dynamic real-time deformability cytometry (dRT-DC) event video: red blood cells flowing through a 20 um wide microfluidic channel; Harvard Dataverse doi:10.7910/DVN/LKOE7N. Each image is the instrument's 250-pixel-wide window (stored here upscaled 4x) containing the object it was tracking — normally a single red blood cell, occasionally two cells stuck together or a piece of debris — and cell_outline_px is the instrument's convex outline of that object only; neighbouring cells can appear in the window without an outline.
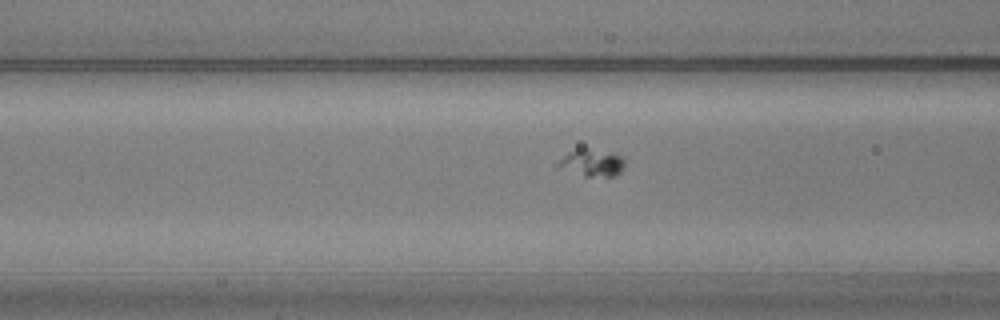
{"species": "common noctule bat (a hibernating species)", "species_latin": "Nyctalus noctula", "temperature_condition": "warm", "stored_images_in_passage": 58, "camera_frame_rate_fps": 3000, "um_per_image_px": 0.085, "animal": {"sex": "male", "body_mass_g": 20.5, "forearm_length_mm": 52.5}, "frame": {"image": 1, "passage_image": 23, "time_ms": 7.333, "image_size_px": [1000, 320], "cell_outline_px": [[624, 168], [616, 176], [584, 176], [556, 164], [568, 152], [576, 148], [584, 148], [620, 156], [624, 160]], "centroid_in_image_um": [50.34, 13.84], "position_along_channel_um": 116.3, "area_um2": 10.0}}
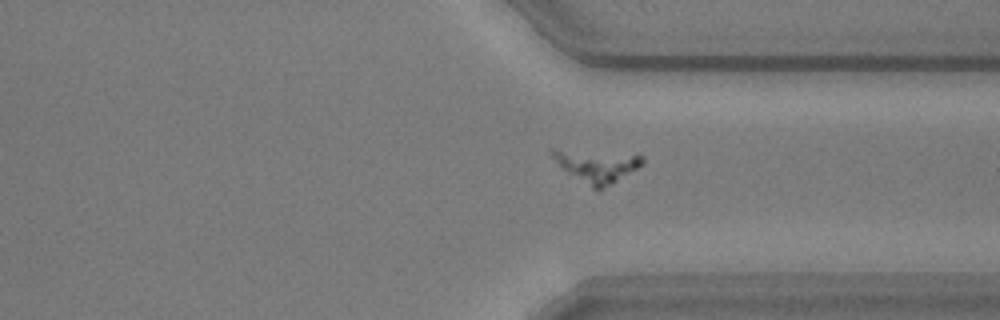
{"frame": {"image": 2, "passage_image": 44, "time_ms": 14.333, "image_size_px": [1000, 320], "cell_outline_px": [[644, 160], [636, 168], [604, 188], [592, 188], [568, 172], [548, 152], [548, 148], [552, 148], [644, 156]], "centroid_in_image_um": [50.66, 14.07], "position_along_channel_um": 360.7, "area_um2": 16.24}}
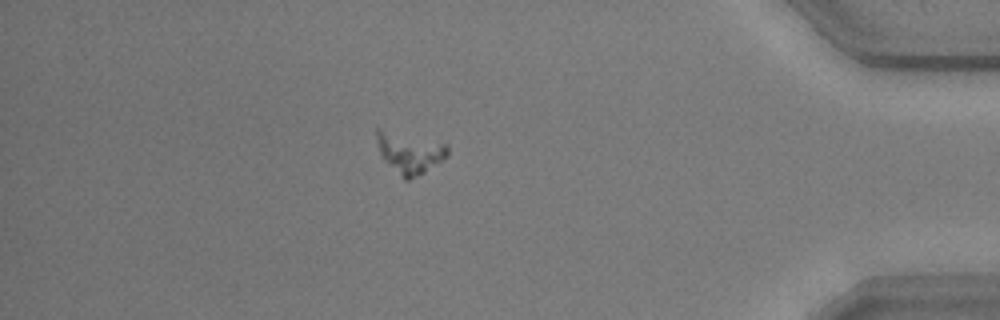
{"frame": {"image": 3, "passage_image": 51, "time_ms": 16.667, "image_size_px": [1000, 320], "cell_outline_px": [[448, 156], [424, 172], [408, 180], [404, 180], [384, 160], [380, 152], [376, 140], [376, 128], [380, 128], [448, 144]], "centroid_in_image_um": [34.81, 12.97], "position_along_channel_um": 400.4, "area_um2": 16.76}}